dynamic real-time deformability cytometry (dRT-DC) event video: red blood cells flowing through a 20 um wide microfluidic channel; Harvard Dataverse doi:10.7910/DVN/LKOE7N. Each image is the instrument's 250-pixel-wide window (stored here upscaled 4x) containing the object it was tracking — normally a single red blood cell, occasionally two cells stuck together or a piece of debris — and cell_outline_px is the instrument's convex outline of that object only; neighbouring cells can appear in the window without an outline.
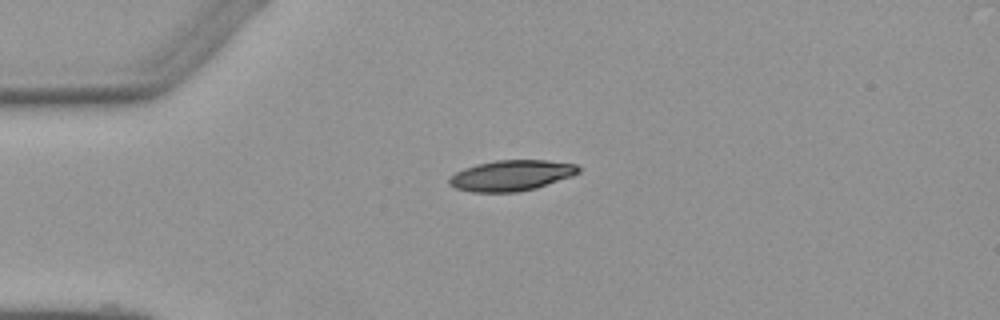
{"species": "Egyptian fruit bat (a non-hibernating species)", "species_latin": "Rousettus aegyptiacus", "temperature_condition": "warm", "stored_images_in_passage": 4, "camera_frame_rate_fps": 3000, "um_per_image_px": 0.085, "animal": {"sex": "female"}, "frame": {"image": 1, "passage_image": 1, "time_ms": 0.0, "image_size_px": [1000, 320], "cell_outline_px": [[580, 172], [572, 176], [536, 188], [516, 192], [472, 192], [456, 188], [448, 184], [448, 176], [464, 168], [476, 164], [496, 160], [548, 160], [576, 164], [580, 168]], "centroid_in_image_um": [43.44, 14.91], "position_along_channel_um": 41.6, "area_um2": 23.24}}
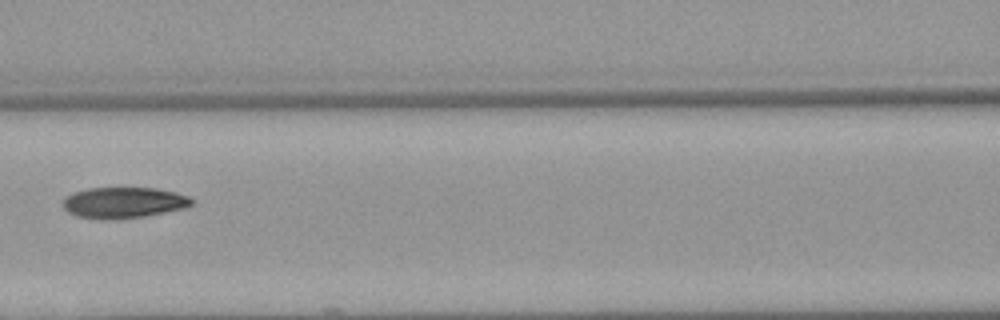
{"frame": {"image": 2, "passage_image": 4, "time_ms": 3.667, "image_size_px": [1000, 320], "cell_outline_px": [[192, 204], [184, 208], [144, 216], [112, 220], [100, 220], [76, 216], [68, 212], [64, 208], [64, 200], [72, 192], [88, 188], [156, 188], [176, 192], [188, 196], [192, 200]], "centroid_in_image_um": [10.49, 17.23], "position_along_channel_um": 156.1, "area_um2": 23.24}}